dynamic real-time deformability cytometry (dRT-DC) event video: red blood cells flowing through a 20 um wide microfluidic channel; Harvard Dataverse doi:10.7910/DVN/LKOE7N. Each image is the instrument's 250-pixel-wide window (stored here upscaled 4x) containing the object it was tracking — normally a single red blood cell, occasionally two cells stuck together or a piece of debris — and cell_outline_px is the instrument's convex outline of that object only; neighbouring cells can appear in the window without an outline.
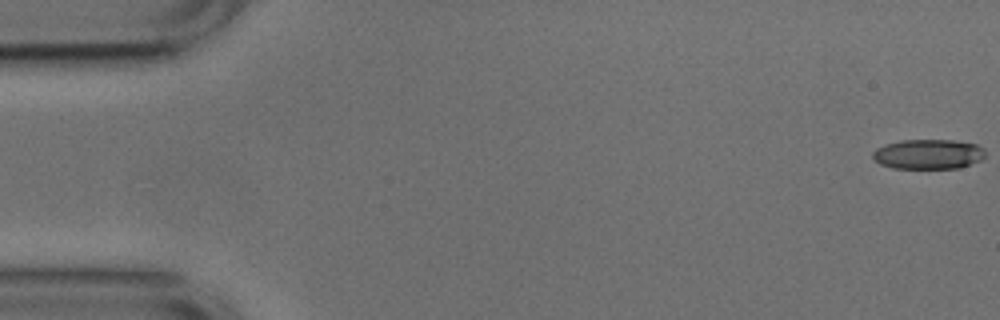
{"species": "common noctule bat (a hibernating species)", "species_latin": "Nyctalus noctula", "temperature_condition": "cold", "stored_images_in_passage": 53, "camera_frame_rate_fps": 3000, "um_per_image_px": 0.085, "animal": {"sex": "male", "body_mass_g": 17.9, "forearm_length_mm": 54.2}, "frame": {"image": 1, "passage_image": 1, "time_ms": 0.0, "image_size_px": [1000, 320], "cell_outline_px": [[984, 156], [980, 160], [960, 168], [892, 168], [880, 164], [872, 156], [872, 152], [876, 148], [884, 144], [900, 140], [952, 140], [976, 144], [984, 148]], "centroid_in_image_um": [78.88, 13.1], "position_along_channel_um": 6.1, "area_um2": 19.59}}
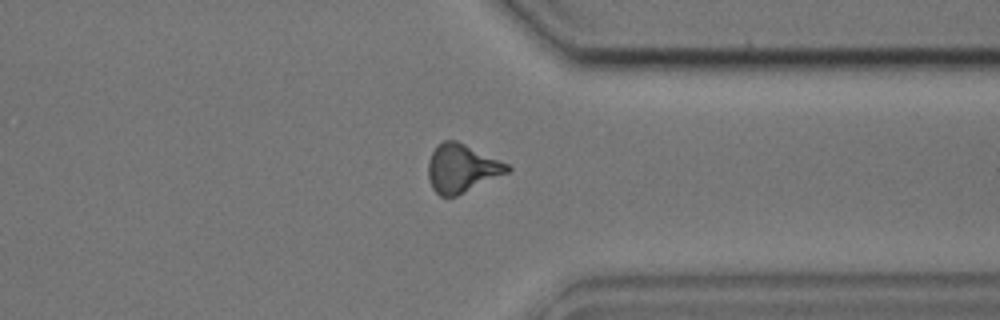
{"frame": {"image": 2, "passage_image": 41, "time_ms": 13.333, "image_size_px": [1000, 320], "cell_outline_px": [[512, 168], [508, 172], [456, 196], [440, 196], [432, 188], [428, 176], [428, 160], [432, 152], [444, 140], [456, 140], [508, 164]], "centroid_in_image_um": [39.23, 14.31], "position_along_channel_um": 372.2, "area_um2": 21.85}}
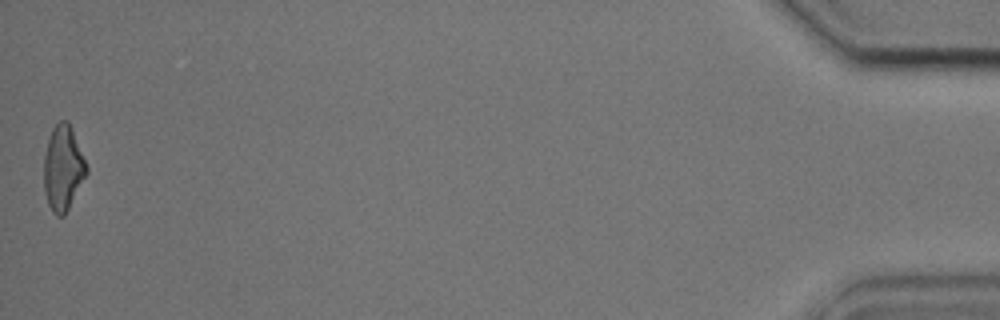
{"frame": {"image": 3, "passage_image": 53, "time_ms": 17.333, "image_size_px": [1000, 320], "cell_outline_px": [[88, 172], [64, 216], [56, 216], [52, 212], [48, 204], [44, 192], [44, 156], [48, 136], [52, 128], [60, 120], [68, 120], [72, 128], [88, 168]], "centroid_in_image_um": [5.34, 14.27], "position_along_channel_um": 429.9, "area_um2": 21.21}, "authors_computed_cell_mechanics": {"area_um2": 21.5016, "velocity_mm_per_s": 3.7804, "shape_relaxation_time_tau1_ms": 5.7166, "shape_relaxation_time_tau2_ms": 4.2547, "deformation_change_tau1": 0.1548, "deformation_change_tau2": 0.1438}}